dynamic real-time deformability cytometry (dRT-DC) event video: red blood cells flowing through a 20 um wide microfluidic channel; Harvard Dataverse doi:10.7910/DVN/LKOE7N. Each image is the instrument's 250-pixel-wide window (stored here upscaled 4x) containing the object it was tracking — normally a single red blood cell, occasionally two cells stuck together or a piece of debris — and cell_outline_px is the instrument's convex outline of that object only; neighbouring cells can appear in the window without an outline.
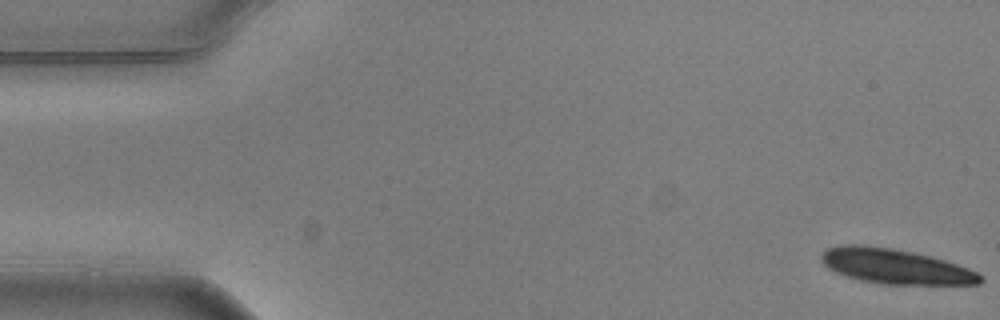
{"species": "common noctule bat (a hibernating species)", "species_latin": "Nyctalus noctula", "temperature_condition": "warm", "stored_images_in_passage": 6, "camera_frame_rate_fps": 3000, "um_per_image_px": 0.085, "animal": {"sex": "male", "body_mass_g": 20.5, "forearm_length_mm": 52.5}, "frame": {"image": 1, "passage_image": 1, "time_ms": 0.0, "image_size_px": [1000, 320], "cell_outline_px": [[984, 280], [980, 284], [880, 284], [860, 280], [836, 272], [828, 268], [820, 260], [820, 256], [828, 248], [840, 244], [860, 244], [892, 248], [912, 252], [944, 260], [968, 268], [984, 276]], "centroid_in_image_um": [76.09, 22.64], "position_along_channel_um": 8.9, "area_um2": 32.25}}
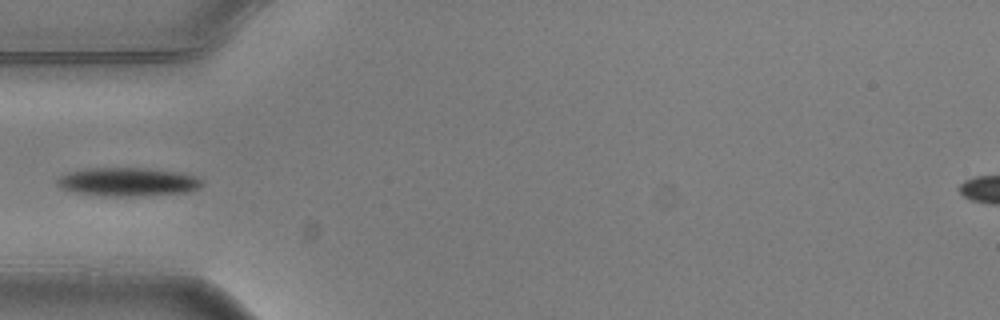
{"frame": {"image": 2, "passage_image": 6, "time_ms": 1.667, "image_size_px": [1000, 320], "cell_outline_px": [[204, 184], [200, 188], [192, 192], [136, 196], [104, 196], [76, 192], [60, 188], [56, 184], [56, 180], [60, 176], [68, 172], [84, 168], [148, 168], [196, 176], [204, 180]], "centroid_in_image_um": [10.88, 15.46], "position_along_channel_um": 74.1, "area_um2": 24.28}}